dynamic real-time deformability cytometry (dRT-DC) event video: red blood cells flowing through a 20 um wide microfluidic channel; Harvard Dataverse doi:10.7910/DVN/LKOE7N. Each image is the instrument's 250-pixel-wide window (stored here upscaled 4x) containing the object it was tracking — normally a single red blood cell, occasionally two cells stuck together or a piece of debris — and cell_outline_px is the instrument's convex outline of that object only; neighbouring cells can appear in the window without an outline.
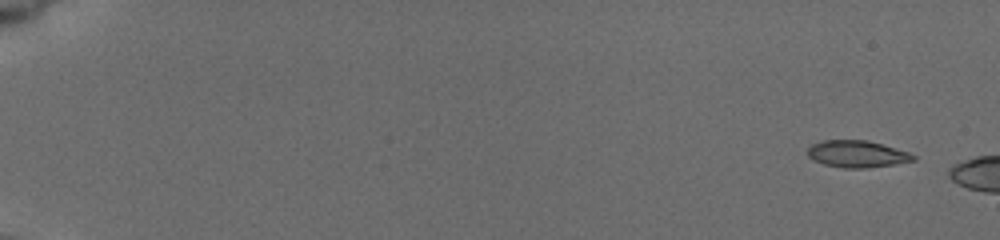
{"species": "common noctule bat (a hibernating species)", "species_latin": "Nyctalus noctula", "temperature_condition": "cold", "stored_images_in_passage": 44, "camera_frame_rate_fps": 3000, "um_per_image_px": 0.085, "animal": {"sex": "female", "body_mass_g": 19.5, "forearm_length_mm": 54.1}, "frame": {"image": 1, "passage_image": 1, "time_ms": 0.0, "image_size_px": [1000, 240], "cell_outline_px": [[916, 160], [868, 168], [844, 168], [824, 164], [812, 160], [808, 156], [808, 148], [812, 144], [824, 140], [868, 140], [908, 152], [916, 156]], "centroid_in_image_um": [72.83, 13.09], "position_along_channel_um": 12.2, "area_um2": 16.47}}
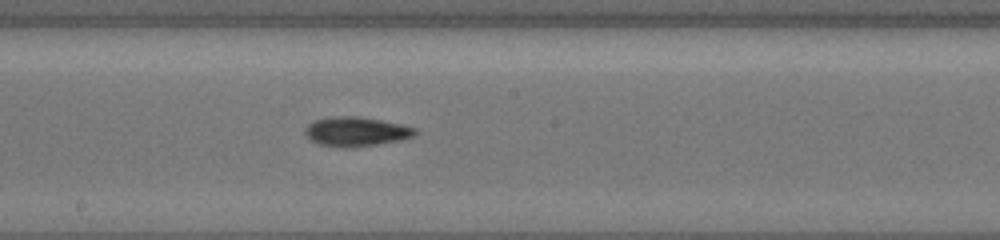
{"frame": {"image": 2, "passage_image": 25, "time_ms": 10.0, "image_size_px": [1000, 240], "cell_outline_px": [[416, 132], [412, 136], [400, 140], [352, 148], [340, 148], [320, 144], [312, 140], [304, 132], [304, 128], [308, 124], [316, 120], [332, 116], [356, 116], [380, 120], [400, 124], [416, 128]], "centroid_in_image_um": [30.24, 11.19], "position_along_channel_um": 218.0, "area_um2": 18.67}}
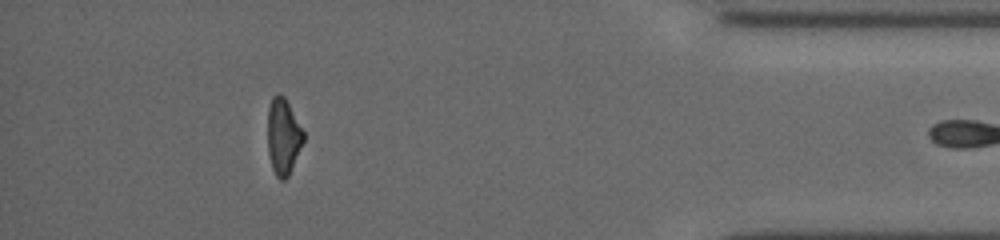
{"frame": {"image": 3, "passage_image": 43, "time_ms": 16.0, "image_size_px": [1000, 240], "cell_outline_px": [[304, 140], [288, 176], [284, 180], [280, 180], [276, 176], [272, 168], [268, 152], [268, 108], [272, 96], [276, 92], [280, 92], [284, 96], [304, 132]], "centroid_in_image_um": [24.06, 11.57], "position_along_channel_um": 411.1, "area_um2": 15.84}}